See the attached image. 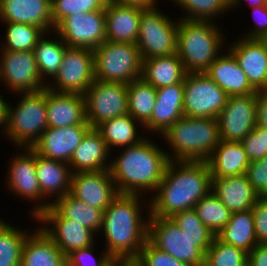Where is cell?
Wrapping results in <instances>:
<instances>
[{"label": "cell", "mask_w": 267, "mask_h": 266, "mask_svg": "<svg viewBox=\"0 0 267 266\" xmlns=\"http://www.w3.org/2000/svg\"><path fill=\"white\" fill-rule=\"evenodd\" d=\"M212 190V175L206 161L169 160L163 179L149 199L150 217L169 218L192 209Z\"/></svg>", "instance_id": "1"}, {"label": "cell", "mask_w": 267, "mask_h": 266, "mask_svg": "<svg viewBox=\"0 0 267 266\" xmlns=\"http://www.w3.org/2000/svg\"><path fill=\"white\" fill-rule=\"evenodd\" d=\"M142 196L118 194L103 212L101 231L107 245L104 250L114 259H136L148 240L149 197ZM143 205L147 207L146 217Z\"/></svg>", "instance_id": "2"}, {"label": "cell", "mask_w": 267, "mask_h": 266, "mask_svg": "<svg viewBox=\"0 0 267 266\" xmlns=\"http://www.w3.org/2000/svg\"><path fill=\"white\" fill-rule=\"evenodd\" d=\"M145 137L138 144L124 147L110 160L109 171L118 194L153 196L169 162L166 150ZM143 193V194H142Z\"/></svg>", "instance_id": "3"}, {"label": "cell", "mask_w": 267, "mask_h": 266, "mask_svg": "<svg viewBox=\"0 0 267 266\" xmlns=\"http://www.w3.org/2000/svg\"><path fill=\"white\" fill-rule=\"evenodd\" d=\"M169 149V160L207 161L220 144V131L216 118L183 116L162 135Z\"/></svg>", "instance_id": "4"}, {"label": "cell", "mask_w": 267, "mask_h": 266, "mask_svg": "<svg viewBox=\"0 0 267 266\" xmlns=\"http://www.w3.org/2000/svg\"><path fill=\"white\" fill-rule=\"evenodd\" d=\"M219 28L216 21L179 19L176 54L187 73L205 72L220 51H226V37Z\"/></svg>", "instance_id": "5"}, {"label": "cell", "mask_w": 267, "mask_h": 266, "mask_svg": "<svg viewBox=\"0 0 267 266\" xmlns=\"http://www.w3.org/2000/svg\"><path fill=\"white\" fill-rule=\"evenodd\" d=\"M21 99L7 107V127L5 135L8 140L20 148L32 147L47 129L46 88L32 93H19Z\"/></svg>", "instance_id": "6"}, {"label": "cell", "mask_w": 267, "mask_h": 266, "mask_svg": "<svg viewBox=\"0 0 267 266\" xmlns=\"http://www.w3.org/2000/svg\"><path fill=\"white\" fill-rule=\"evenodd\" d=\"M93 55L99 81L129 84L142 76L143 60L136 44L105 41Z\"/></svg>", "instance_id": "7"}, {"label": "cell", "mask_w": 267, "mask_h": 266, "mask_svg": "<svg viewBox=\"0 0 267 266\" xmlns=\"http://www.w3.org/2000/svg\"><path fill=\"white\" fill-rule=\"evenodd\" d=\"M148 240L158 249L190 266H204L205 254L213 241H192L170 219L149 217Z\"/></svg>", "instance_id": "8"}, {"label": "cell", "mask_w": 267, "mask_h": 266, "mask_svg": "<svg viewBox=\"0 0 267 266\" xmlns=\"http://www.w3.org/2000/svg\"><path fill=\"white\" fill-rule=\"evenodd\" d=\"M175 21V22H174ZM178 23L158 7L145 9L140 16L136 45L142 60L176 54Z\"/></svg>", "instance_id": "9"}, {"label": "cell", "mask_w": 267, "mask_h": 266, "mask_svg": "<svg viewBox=\"0 0 267 266\" xmlns=\"http://www.w3.org/2000/svg\"><path fill=\"white\" fill-rule=\"evenodd\" d=\"M184 116L217 118L228 95L207 74L187 73L183 81Z\"/></svg>", "instance_id": "10"}, {"label": "cell", "mask_w": 267, "mask_h": 266, "mask_svg": "<svg viewBox=\"0 0 267 266\" xmlns=\"http://www.w3.org/2000/svg\"><path fill=\"white\" fill-rule=\"evenodd\" d=\"M85 117L91 128L102 122L128 114L127 84L97 79L84 93Z\"/></svg>", "instance_id": "11"}, {"label": "cell", "mask_w": 267, "mask_h": 266, "mask_svg": "<svg viewBox=\"0 0 267 266\" xmlns=\"http://www.w3.org/2000/svg\"><path fill=\"white\" fill-rule=\"evenodd\" d=\"M94 80L93 50L67 47L57 74L46 88L60 93L84 94Z\"/></svg>", "instance_id": "12"}, {"label": "cell", "mask_w": 267, "mask_h": 266, "mask_svg": "<svg viewBox=\"0 0 267 266\" xmlns=\"http://www.w3.org/2000/svg\"><path fill=\"white\" fill-rule=\"evenodd\" d=\"M24 152H19L11 158L7 171L6 188L23 200L34 203L32 218L36 219L39 214L51 206L42 196L36 173V152L31 147H23ZM45 200L44 202H42ZM41 202V203H38Z\"/></svg>", "instance_id": "13"}, {"label": "cell", "mask_w": 267, "mask_h": 266, "mask_svg": "<svg viewBox=\"0 0 267 266\" xmlns=\"http://www.w3.org/2000/svg\"><path fill=\"white\" fill-rule=\"evenodd\" d=\"M0 57V82L3 81L11 93H32L46 88L34 51L0 50Z\"/></svg>", "instance_id": "14"}, {"label": "cell", "mask_w": 267, "mask_h": 266, "mask_svg": "<svg viewBox=\"0 0 267 266\" xmlns=\"http://www.w3.org/2000/svg\"><path fill=\"white\" fill-rule=\"evenodd\" d=\"M54 31L68 47L93 50L106 41L105 9L68 15Z\"/></svg>", "instance_id": "15"}, {"label": "cell", "mask_w": 267, "mask_h": 266, "mask_svg": "<svg viewBox=\"0 0 267 266\" xmlns=\"http://www.w3.org/2000/svg\"><path fill=\"white\" fill-rule=\"evenodd\" d=\"M36 221L39 225L42 224L40 227L65 256L74 250L92 246L98 237L77 221L64 218L52 205L39 214Z\"/></svg>", "instance_id": "16"}, {"label": "cell", "mask_w": 267, "mask_h": 266, "mask_svg": "<svg viewBox=\"0 0 267 266\" xmlns=\"http://www.w3.org/2000/svg\"><path fill=\"white\" fill-rule=\"evenodd\" d=\"M257 115V93L228 96L216 118L221 140L241 142L257 125Z\"/></svg>", "instance_id": "17"}, {"label": "cell", "mask_w": 267, "mask_h": 266, "mask_svg": "<svg viewBox=\"0 0 267 266\" xmlns=\"http://www.w3.org/2000/svg\"><path fill=\"white\" fill-rule=\"evenodd\" d=\"M70 194L87 205L104 211L118 192L107 169L72 173Z\"/></svg>", "instance_id": "18"}, {"label": "cell", "mask_w": 267, "mask_h": 266, "mask_svg": "<svg viewBox=\"0 0 267 266\" xmlns=\"http://www.w3.org/2000/svg\"><path fill=\"white\" fill-rule=\"evenodd\" d=\"M231 44L225 46L226 50L235 57L251 86L256 91L267 90V40L239 36Z\"/></svg>", "instance_id": "19"}, {"label": "cell", "mask_w": 267, "mask_h": 266, "mask_svg": "<svg viewBox=\"0 0 267 266\" xmlns=\"http://www.w3.org/2000/svg\"><path fill=\"white\" fill-rule=\"evenodd\" d=\"M90 128V125L47 127L31 148L43 157L68 164L75 149Z\"/></svg>", "instance_id": "20"}, {"label": "cell", "mask_w": 267, "mask_h": 266, "mask_svg": "<svg viewBox=\"0 0 267 266\" xmlns=\"http://www.w3.org/2000/svg\"><path fill=\"white\" fill-rule=\"evenodd\" d=\"M157 97L151 119L142 127L145 133L154 132L162 135L178 119L184 116L183 83L164 86L156 89Z\"/></svg>", "instance_id": "21"}, {"label": "cell", "mask_w": 267, "mask_h": 266, "mask_svg": "<svg viewBox=\"0 0 267 266\" xmlns=\"http://www.w3.org/2000/svg\"><path fill=\"white\" fill-rule=\"evenodd\" d=\"M46 113L48 127L89 125L85 117L84 94L60 93L46 88Z\"/></svg>", "instance_id": "22"}, {"label": "cell", "mask_w": 267, "mask_h": 266, "mask_svg": "<svg viewBox=\"0 0 267 266\" xmlns=\"http://www.w3.org/2000/svg\"><path fill=\"white\" fill-rule=\"evenodd\" d=\"M51 0H0L1 22L32 24L53 31Z\"/></svg>", "instance_id": "23"}, {"label": "cell", "mask_w": 267, "mask_h": 266, "mask_svg": "<svg viewBox=\"0 0 267 266\" xmlns=\"http://www.w3.org/2000/svg\"><path fill=\"white\" fill-rule=\"evenodd\" d=\"M110 154L106 142L96 128H90L68 163L72 173L107 170Z\"/></svg>", "instance_id": "24"}, {"label": "cell", "mask_w": 267, "mask_h": 266, "mask_svg": "<svg viewBox=\"0 0 267 266\" xmlns=\"http://www.w3.org/2000/svg\"><path fill=\"white\" fill-rule=\"evenodd\" d=\"M211 192L231 213L252 209L260 197L245 174L212 178Z\"/></svg>", "instance_id": "25"}, {"label": "cell", "mask_w": 267, "mask_h": 266, "mask_svg": "<svg viewBox=\"0 0 267 266\" xmlns=\"http://www.w3.org/2000/svg\"><path fill=\"white\" fill-rule=\"evenodd\" d=\"M144 10L119 3L105 6L106 41L135 44Z\"/></svg>", "instance_id": "26"}, {"label": "cell", "mask_w": 267, "mask_h": 266, "mask_svg": "<svg viewBox=\"0 0 267 266\" xmlns=\"http://www.w3.org/2000/svg\"><path fill=\"white\" fill-rule=\"evenodd\" d=\"M204 73L228 96L257 93L249 83L244 71L239 67L235 57L228 50L224 54L221 53Z\"/></svg>", "instance_id": "27"}, {"label": "cell", "mask_w": 267, "mask_h": 266, "mask_svg": "<svg viewBox=\"0 0 267 266\" xmlns=\"http://www.w3.org/2000/svg\"><path fill=\"white\" fill-rule=\"evenodd\" d=\"M36 173L41 194L51 204L70 193L72 171L69 164L36 153Z\"/></svg>", "instance_id": "28"}, {"label": "cell", "mask_w": 267, "mask_h": 266, "mask_svg": "<svg viewBox=\"0 0 267 266\" xmlns=\"http://www.w3.org/2000/svg\"><path fill=\"white\" fill-rule=\"evenodd\" d=\"M32 232L23 245L21 266H67L66 256L41 227Z\"/></svg>", "instance_id": "29"}, {"label": "cell", "mask_w": 267, "mask_h": 266, "mask_svg": "<svg viewBox=\"0 0 267 266\" xmlns=\"http://www.w3.org/2000/svg\"><path fill=\"white\" fill-rule=\"evenodd\" d=\"M206 162L212 178L245 174L250 164L241 142L223 140L220 141Z\"/></svg>", "instance_id": "30"}, {"label": "cell", "mask_w": 267, "mask_h": 266, "mask_svg": "<svg viewBox=\"0 0 267 266\" xmlns=\"http://www.w3.org/2000/svg\"><path fill=\"white\" fill-rule=\"evenodd\" d=\"M187 72L177 54L143 60L142 78L156 89L183 83Z\"/></svg>", "instance_id": "31"}, {"label": "cell", "mask_w": 267, "mask_h": 266, "mask_svg": "<svg viewBox=\"0 0 267 266\" xmlns=\"http://www.w3.org/2000/svg\"><path fill=\"white\" fill-rule=\"evenodd\" d=\"M142 126L130 114L115 117L99 124L96 129L101 133L103 140L112 154L113 148H124L138 144L146 136L138 134ZM112 150V151H111Z\"/></svg>", "instance_id": "32"}, {"label": "cell", "mask_w": 267, "mask_h": 266, "mask_svg": "<svg viewBox=\"0 0 267 266\" xmlns=\"http://www.w3.org/2000/svg\"><path fill=\"white\" fill-rule=\"evenodd\" d=\"M216 236L224 243L249 253L259 244L255 235L252 209L232 213L229 222Z\"/></svg>", "instance_id": "33"}, {"label": "cell", "mask_w": 267, "mask_h": 266, "mask_svg": "<svg viewBox=\"0 0 267 266\" xmlns=\"http://www.w3.org/2000/svg\"><path fill=\"white\" fill-rule=\"evenodd\" d=\"M48 34L49 32L44 33V35L38 40L37 45L33 50L39 73L42 81L46 85L48 83L47 81L49 80L48 77H50L51 81V79H53L57 74L62 63L65 49L68 47L55 31H52L51 34L57 35L58 38L56 39L53 37L49 38Z\"/></svg>", "instance_id": "34"}, {"label": "cell", "mask_w": 267, "mask_h": 266, "mask_svg": "<svg viewBox=\"0 0 267 266\" xmlns=\"http://www.w3.org/2000/svg\"><path fill=\"white\" fill-rule=\"evenodd\" d=\"M64 218L77 221L96 235L101 234L103 210L87 205L67 193L51 204Z\"/></svg>", "instance_id": "35"}, {"label": "cell", "mask_w": 267, "mask_h": 266, "mask_svg": "<svg viewBox=\"0 0 267 266\" xmlns=\"http://www.w3.org/2000/svg\"><path fill=\"white\" fill-rule=\"evenodd\" d=\"M128 114L137 120L142 127L151 119L156 102V88L142 77L127 84Z\"/></svg>", "instance_id": "36"}, {"label": "cell", "mask_w": 267, "mask_h": 266, "mask_svg": "<svg viewBox=\"0 0 267 266\" xmlns=\"http://www.w3.org/2000/svg\"><path fill=\"white\" fill-rule=\"evenodd\" d=\"M16 227L0 218V266H21L23 245L30 231Z\"/></svg>", "instance_id": "37"}, {"label": "cell", "mask_w": 267, "mask_h": 266, "mask_svg": "<svg viewBox=\"0 0 267 266\" xmlns=\"http://www.w3.org/2000/svg\"><path fill=\"white\" fill-rule=\"evenodd\" d=\"M6 27L1 51H33L44 31L32 24L2 22Z\"/></svg>", "instance_id": "38"}, {"label": "cell", "mask_w": 267, "mask_h": 266, "mask_svg": "<svg viewBox=\"0 0 267 266\" xmlns=\"http://www.w3.org/2000/svg\"><path fill=\"white\" fill-rule=\"evenodd\" d=\"M199 219L217 235L229 222L232 213L212 192L200 199L194 207Z\"/></svg>", "instance_id": "39"}, {"label": "cell", "mask_w": 267, "mask_h": 266, "mask_svg": "<svg viewBox=\"0 0 267 266\" xmlns=\"http://www.w3.org/2000/svg\"><path fill=\"white\" fill-rule=\"evenodd\" d=\"M183 10L181 18L187 20L211 21L221 15L227 14L229 0H170Z\"/></svg>", "instance_id": "40"}, {"label": "cell", "mask_w": 267, "mask_h": 266, "mask_svg": "<svg viewBox=\"0 0 267 266\" xmlns=\"http://www.w3.org/2000/svg\"><path fill=\"white\" fill-rule=\"evenodd\" d=\"M204 266H248V253L216 236L205 254Z\"/></svg>", "instance_id": "41"}, {"label": "cell", "mask_w": 267, "mask_h": 266, "mask_svg": "<svg viewBox=\"0 0 267 266\" xmlns=\"http://www.w3.org/2000/svg\"><path fill=\"white\" fill-rule=\"evenodd\" d=\"M192 241H214L216 235L199 219L194 208L177 212L169 217Z\"/></svg>", "instance_id": "42"}, {"label": "cell", "mask_w": 267, "mask_h": 266, "mask_svg": "<svg viewBox=\"0 0 267 266\" xmlns=\"http://www.w3.org/2000/svg\"><path fill=\"white\" fill-rule=\"evenodd\" d=\"M51 2L53 31L68 15L105 9V6L99 0H51Z\"/></svg>", "instance_id": "43"}, {"label": "cell", "mask_w": 267, "mask_h": 266, "mask_svg": "<svg viewBox=\"0 0 267 266\" xmlns=\"http://www.w3.org/2000/svg\"><path fill=\"white\" fill-rule=\"evenodd\" d=\"M136 259L143 266H190L175 259L169 253L156 248L149 240L145 242Z\"/></svg>", "instance_id": "44"}, {"label": "cell", "mask_w": 267, "mask_h": 266, "mask_svg": "<svg viewBox=\"0 0 267 266\" xmlns=\"http://www.w3.org/2000/svg\"><path fill=\"white\" fill-rule=\"evenodd\" d=\"M241 143L250 162L264 158L267 155V128L256 125Z\"/></svg>", "instance_id": "45"}, {"label": "cell", "mask_w": 267, "mask_h": 266, "mask_svg": "<svg viewBox=\"0 0 267 266\" xmlns=\"http://www.w3.org/2000/svg\"><path fill=\"white\" fill-rule=\"evenodd\" d=\"M94 246L77 249L66 256L67 266H108L114 258L106 251L99 257L94 256Z\"/></svg>", "instance_id": "46"}, {"label": "cell", "mask_w": 267, "mask_h": 266, "mask_svg": "<svg viewBox=\"0 0 267 266\" xmlns=\"http://www.w3.org/2000/svg\"><path fill=\"white\" fill-rule=\"evenodd\" d=\"M245 175L254 191L260 197H267V155L262 159L251 161Z\"/></svg>", "instance_id": "47"}, {"label": "cell", "mask_w": 267, "mask_h": 266, "mask_svg": "<svg viewBox=\"0 0 267 266\" xmlns=\"http://www.w3.org/2000/svg\"><path fill=\"white\" fill-rule=\"evenodd\" d=\"M255 235L259 244H267V197H259L252 208Z\"/></svg>", "instance_id": "48"}, {"label": "cell", "mask_w": 267, "mask_h": 266, "mask_svg": "<svg viewBox=\"0 0 267 266\" xmlns=\"http://www.w3.org/2000/svg\"><path fill=\"white\" fill-rule=\"evenodd\" d=\"M252 9L253 23L252 28L247 31L249 33H244L241 35L243 38L247 39H266L267 38V5L259 6Z\"/></svg>", "instance_id": "49"}, {"label": "cell", "mask_w": 267, "mask_h": 266, "mask_svg": "<svg viewBox=\"0 0 267 266\" xmlns=\"http://www.w3.org/2000/svg\"><path fill=\"white\" fill-rule=\"evenodd\" d=\"M248 266H267V244H257L248 253Z\"/></svg>", "instance_id": "50"}, {"label": "cell", "mask_w": 267, "mask_h": 266, "mask_svg": "<svg viewBox=\"0 0 267 266\" xmlns=\"http://www.w3.org/2000/svg\"><path fill=\"white\" fill-rule=\"evenodd\" d=\"M257 125L267 128V90L257 91Z\"/></svg>", "instance_id": "51"}, {"label": "cell", "mask_w": 267, "mask_h": 266, "mask_svg": "<svg viewBox=\"0 0 267 266\" xmlns=\"http://www.w3.org/2000/svg\"><path fill=\"white\" fill-rule=\"evenodd\" d=\"M159 0H118L119 4L128 5V6H136L143 9H152L156 8Z\"/></svg>", "instance_id": "52"}, {"label": "cell", "mask_w": 267, "mask_h": 266, "mask_svg": "<svg viewBox=\"0 0 267 266\" xmlns=\"http://www.w3.org/2000/svg\"><path fill=\"white\" fill-rule=\"evenodd\" d=\"M2 94H0V127L3 130L2 133L5 134L6 132V127H7V107H8V102L7 100H4V97Z\"/></svg>", "instance_id": "53"}, {"label": "cell", "mask_w": 267, "mask_h": 266, "mask_svg": "<svg viewBox=\"0 0 267 266\" xmlns=\"http://www.w3.org/2000/svg\"><path fill=\"white\" fill-rule=\"evenodd\" d=\"M243 0H229V9H233L235 7H239L242 5ZM248 5L251 6V8L259 7V6H266L267 5V0H244ZM241 4V5H240Z\"/></svg>", "instance_id": "54"}, {"label": "cell", "mask_w": 267, "mask_h": 266, "mask_svg": "<svg viewBox=\"0 0 267 266\" xmlns=\"http://www.w3.org/2000/svg\"><path fill=\"white\" fill-rule=\"evenodd\" d=\"M116 266H143L137 259H116Z\"/></svg>", "instance_id": "55"}, {"label": "cell", "mask_w": 267, "mask_h": 266, "mask_svg": "<svg viewBox=\"0 0 267 266\" xmlns=\"http://www.w3.org/2000/svg\"><path fill=\"white\" fill-rule=\"evenodd\" d=\"M104 6L117 4L118 0H99Z\"/></svg>", "instance_id": "56"}, {"label": "cell", "mask_w": 267, "mask_h": 266, "mask_svg": "<svg viewBox=\"0 0 267 266\" xmlns=\"http://www.w3.org/2000/svg\"><path fill=\"white\" fill-rule=\"evenodd\" d=\"M108 266H116V259H114Z\"/></svg>", "instance_id": "57"}]
</instances>
